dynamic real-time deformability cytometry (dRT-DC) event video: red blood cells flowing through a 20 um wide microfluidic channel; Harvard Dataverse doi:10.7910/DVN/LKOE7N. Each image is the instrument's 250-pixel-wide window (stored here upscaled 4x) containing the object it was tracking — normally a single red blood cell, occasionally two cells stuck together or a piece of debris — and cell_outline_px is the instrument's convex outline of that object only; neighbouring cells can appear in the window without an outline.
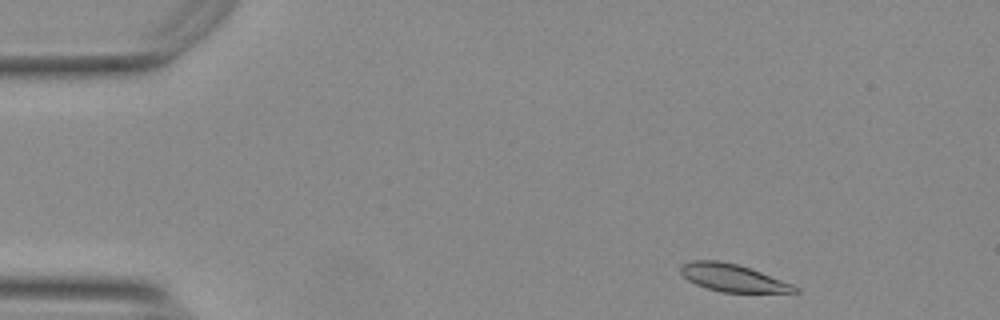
{"species": "Egyptian fruit bat (a non-hibernating species)", "species_latin": "Rousettus aegyptiacus", "temperature_condition": "warm", "stored_images_in_passage": 49, "camera_frame_rate_fps": 3000, "um_per_image_px": 0.085, "animal": {"sex": "female"}, "frame": {"image": 1, "passage_image": 2, "time_ms": 0.333, "image_size_px": [1000, 320], "cell_outline_px": [[800, 292], [720, 292], [696, 284], [688, 280], [680, 272], [680, 268], [684, 264], [692, 260], [720, 260], [736, 264], [760, 272], [792, 284], [800, 288]], "centroid_in_image_um": [62.28, 23.62], "position_along_channel_um": 22.7, "area_um2": 17.98}}
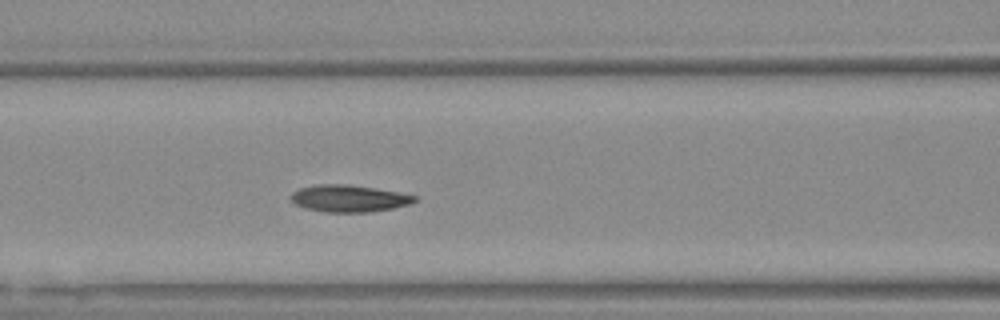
{"frame": {"image": 2, "passage_image": 18, "time_ms": 5.667, "image_size_px": [1000, 320], "cell_outline_px": [[416, 200], [408, 204], [392, 208], [368, 212], [324, 212], [304, 208], [296, 204], [292, 200], [292, 192], [300, 188], [316, 184], [340, 184], [372, 188], [396, 192], [416, 196]], "centroid_in_image_um": [29.61, 16.87], "position_along_channel_um": 137.0, "area_um2": 19.02}}
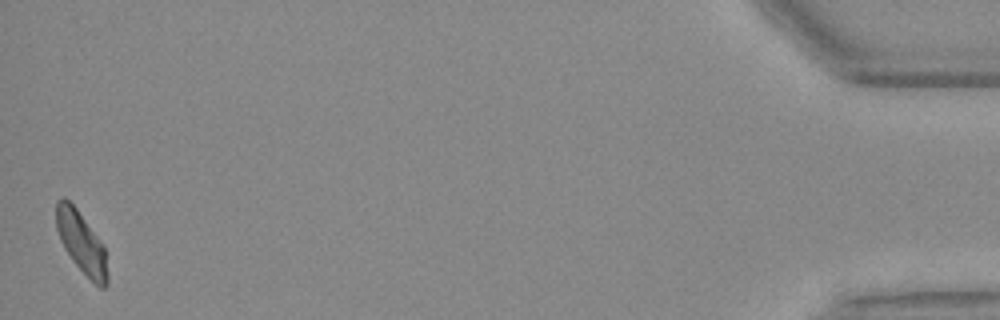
{"frame": {"image": 3, "passage_image": 49, "time_ms": 16.0, "image_size_px": [1000, 320], "cell_outline_px": [[108, 284], [104, 288], [100, 288], [72, 260], [64, 248], [60, 240], [56, 228], [56, 200], [64, 196], [76, 208], [104, 244], [108, 276]], "centroid_in_image_um": [6.92, 20.6], "position_along_channel_um": 428.3, "area_um2": 18.32}, "authors_computed_cell_mechanics": {"area_um2": 19.0162, "velocity_mm_per_s": 3.7347, "shape_relaxation_time_tau1_ms": 9.2968, "shape_relaxation_time_tau2_ms": 4.3841, "deformation_change_tau1": 0.2019, "deformation_change_tau2": 0.0921}}